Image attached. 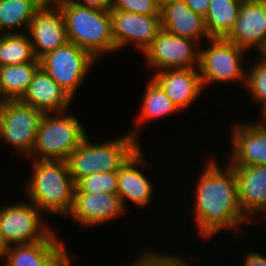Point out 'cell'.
Listing matches in <instances>:
<instances>
[{
  "instance_id": "7c38bea8",
  "label": "cell",
  "mask_w": 266,
  "mask_h": 266,
  "mask_svg": "<svg viewBox=\"0 0 266 266\" xmlns=\"http://www.w3.org/2000/svg\"><path fill=\"white\" fill-rule=\"evenodd\" d=\"M27 33L37 59L68 42L65 20L58 5L43 4L31 19Z\"/></svg>"
},
{
  "instance_id": "e0dca14e",
  "label": "cell",
  "mask_w": 266,
  "mask_h": 266,
  "mask_svg": "<svg viewBox=\"0 0 266 266\" xmlns=\"http://www.w3.org/2000/svg\"><path fill=\"white\" fill-rule=\"evenodd\" d=\"M152 78L180 111L192 106L204 90L198 68L166 69L155 72Z\"/></svg>"
},
{
  "instance_id": "cb8c5ba5",
  "label": "cell",
  "mask_w": 266,
  "mask_h": 266,
  "mask_svg": "<svg viewBox=\"0 0 266 266\" xmlns=\"http://www.w3.org/2000/svg\"><path fill=\"white\" fill-rule=\"evenodd\" d=\"M243 0H210L205 24L211 38H225L233 29Z\"/></svg>"
},
{
  "instance_id": "7402d4cb",
  "label": "cell",
  "mask_w": 266,
  "mask_h": 266,
  "mask_svg": "<svg viewBox=\"0 0 266 266\" xmlns=\"http://www.w3.org/2000/svg\"><path fill=\"white\" fill-rule=\"evenodd\" d=\"M144 91L143 102H141L142 106L138 116L136 117V124L134 125L135 129H132V131L130 130L129 132L138 141H140V133H138V131L142 129L141 125L144 124V122L180 111L166 95L162 87H160V85L152 77L150 81L148 80Z\"/></svg>"
},
{
  "instance_id": "4fadbf2b",
  "label": "cell",
  "mask_w": 266,
  "mask_h": 266,
  "mask_svg": "<svg viewBox=\"0 0 266 266\" xmlns=\"http://www.w3.org/2000/svg\"><path fill=\"white\" fill-rule=\"evenodd\" d=\"M247 50L257 48L259 55L266 50V0H243L233 29L225 37Z\"/></svg>"
},
{
  "instance_id": "9c48e42d",
  "label": "cell",
  "mask_w": 266,
  "mask_h": 266,
  "mask_svg": "<svg viewBox=\"0 0 266 266\" xmlns=\"http://www.w3.org/2000/svg\"><path fill=\"white\" fill-rule=\"evenodd\" d=\"M42 213L30 202L5 207L0 205V225L7 244H31L46 240L54 231L42 222Z\"/></svg>"
},
{
  "instance_id": "4316f807",
  "label": "cell",
  "mask_w": 266,
  "mask_h": 266,
  "mask_svg": "<svg viewBox=\"0 0 266 266\" xmlns=\"http://www.w3.org/2000/svg\"><path fill=\"white\" fill-rule=\"evenodd\" d=\"M75 192L117 194V172H99L79 179Z\"/></svg>"
},
{
  "instance_id": "8d00e7d4",
  "label": "cell",
  "mask_w": 266,
  "mask_h": 266,
  "mask_svg": "<svg viewBox=\"0 0 266 266\" xmlns=\"http://www.w3.org/2000/svg\"><path fill=\"white\" fill-rule=\"evenodd\" d=\"M69 256H70V254L68 255V257L66 259L65 266H71L72 260ZM94 266H98V265L95 264Z\"/></svg>"
},
{
  "instance_id": "8fae6325",
  "label": "cell",
  "mask_w": 266,
  "mask_h": 266,
  "mask_svg": "<svg viewBox=\"0 0 266 266\" xmlns=\"http://www.w3.org/2000/svg\"><path fill=\"white\" fill-rule=\"evenodd\" d=\"M110 12L112 36L117 51L129 43L143 54L162 29L161 15H144L122 10Z\"/></svg>"
},
{
  "instance_id": "9a60e30c",
  "label": "cell",
  "mask_w": 266,
  "mask_h": 266,
  "mask_svg": "<svg viewBox=\"0 0 266 266\" xmlns=\"http://www.w3.org/2000/svg\"><path fill=\"white\" fill-rule=\"evenodd\" d=\"M63 242L53 232L46 240L11 245L0 260L5 266H65L68 257Z\"/></svg>"
},
{
  "instance_id": "1f68e13d",
  "label": "cell",
  "mask_w": 266,
  "mask_h": 266,
  "mask_svg": "<svg viewBox=\"0 0 266 266\" xmlns=\"http://www.w3.org/2000/svg\"><path fill=\"white\" fill-rule=\"evenodd\" d=\"M188 7L195 13L205 18L210 0H183Z\"/></svg>"
},
{
  "instance_id": "e575fe53",
  "label": "cell",
  "mask_w": 266,
  "mask_h": 266,
  "mask_svg": "<svg viewBox=\"0 0 266 266\" xmlns=\"http://www.w3.org/2000/svg\"><path fill=\"white\" fill-rule=\"evenodd\" d=\"M68 1V0H41L42 4H53L57 5L58 3Z\"/></svg>"
},
{
  "instance_id": "2e32d148",
  "label": "cell",
  "mask_w": 266,
  "mask_h": 266,
  "mask_svg": "<svg viewBox=\"0 0 266 266\" xmlns=\"http://www.w3.org/2000/svg\"><path fill=\"white\" fill-rule=\"evenodd\" d=\"M232 128L233 146L227 162L231 166H266V129L255 122L235 124Z\"/></svg>"
},
{
  "instance_id": "d4e9b609",
  "label": "cell",
  "mask_w": 266,
  "mask_h": 266,
  "mask_svg": "<svg viewBox=\"0 0 266 266\" xmlns=\"http://www.w3.org/2000/svg\"><path fill=\"white\" fill-rule=\"evenodd\" d=\"M42 5L41 0L0 1V33H23L16 30L18 27L28 30L31 19Z\"/></svg>"
},
{
  "instance_id": "5bb4252c",
  "label": "cell",
  "mask_w": 266,
  "mask_h": 266,
  "mask_svg": "<svg viewBox=\"0 0 266 266\" xmlns=\"http://www.w3.org/2000/svg\"><path fill=\"white\" fill-rule=\"evenodd\" d=\"M125 213L118 194L75 192L68 215L80 225L94 227L117 219Z\"/></svg>"
},
{
  "instance_id": "74e56055",
  "label": "cell",
  "mask_w": 266,
  "mask_h": 266,
  "mask_svg": "<svg viewBox=\"0 0 266 266\" xmlns=\"http://www.w3.org/2000/svg\"><path fill=\"white\" fill-rule=\"evenodd\" d=\"M157 1H158L159 5L162 6V5H164L170 1H175V0H157Z\"/></svg>"
},
{
  "instance_id": "8992f818",
  "label": "cell",
  "mask_w": 266,
  "mask_h": 266,
  "mask_svg": "<svg viewBox=\"0 0 266 266\" xmlns=\"http://www.w3.org/2000/svg\"><path fill=\"white\" fill-rule=\"evenodd\" d=\"M206 45V48H200L198 66L203 88L211 82L225 84L236 80L245 86L246 70L241 64L247 50L225 38H211Z\"/></svg>"
},
{
  "instance_id": "277c9868",
  "label": "cell",
  "mask_w": 266,
  "mask_h": 266,
  "mask_svg": "<svg viewBox=\"0 0 266 266\" xmlns=\"http://www.w3.org/2000/svg\"><path fill=\"white\" fill-rule=\"evenodd\" d=\"M140 148V142L129 132L98 144H92L86 135L67 160L70 174L76 183L91 174L117 172Z\"/></svg>"
},
{
  "instance_id": "5b68a950",
  "label": "cell",
  "mask_w": 266,
  "mask_h": 266,
  "mask_svg": "<svg viewBox=\"0 0 266 266\" xmlns=\"http://www.w3.org/2000/svg\"><path fill=\"white\" fill-rule=\"evenodd\" d=\"M64 114L65 112L52 115L45 113L29 159L36 157L34 160L67 161L70 154L81 144L87 132L78 118L72 114Z\"/></svg>"
},
{
  "instance_id": "484cf974",
  "label": "cell",
  "mask_w": 266,
  "mask_h": 266,
  "mask_svg": "<svg viewBox=\"0 0 266 266\" xmlns=\"http://www.w3.org/2000/svg\"><path fill=\"white\" fill-rule=\"evenodd\" d=\"M36 59L27 33L0 35V67L34 62Z\"/></svg>"
},
{
  "instance_id": "f546056e",
  "label": "cell",
  "mask_w": 266,
  "mask_h": 266,
  "mask_svg": "<svg viewBox=\"0 0 266 266\" xmlns=\"http://www.w3.org/2000/svg\"><path fill=\"white\" fill-rule=\"evenodd\" d=\"M78 5L98 10H111L113 0H70Z\"/></svg>"
},
{
  "instance_id": "4dcf8cb0",
  "label": "cell",
  "mask_w": 266,
  "mask_h": 266,
  "mask_svg": "<svg viewBox=\"0 0 266 266\" xmlns=\"http://www.w3.org/2000/svg\"><path fill=\"white\" fill-rule=\"evenodd\" d=\"M242 266H266V256L259 252L250 251L245 253Z\"/></svg>"
},
{
  "instance_id": "30bf717a",
  "label": "cell",
  "mask_w": 266,
  "mask_h": 266,
  "mask_svg": "<svg viewBox=\"0 0 266 266\" xmlns=\"http://www.w3.org/2000/svg\"><path fill=\"white\" fill-rule=\"evenodd\" d=\"M199 46L200 43L194 40L161 29L143 55L147 64L156 72L166 69L198 68Z\"/></svg>"
},
{
  "instance_id": "d590c367",
  "label": "cell",
  "mask_w": 266,
  "mask_h": 266,
  "mask_svg": "<svg viewBox=\"0 0 266 266\" xmlns=\"http://www.w3.org/2000/svg\"><path fill=\"white\" fill-rule=\"evenodd\" d=\"M6 99L2 96L0 92V112L2 111L3 105L5 103Z\"/></svg>"
},
{
  "instance_id": "d6a6232c",
  "label": "cell",
  "mask_w": 266,
  "mask_h": 266,
  "mask_svg": "<svg viewBox=\"0 0 266 266\" xmlns=\"http://www.w3.org/2000/svg\"><path fill=\"white\" fill-rule=\"evenodd\" d=\"M260 110L262 113L261 114L262 117H261V119L258 118V120H260V121H258V122L255 121L256 122L255 124L262 129H266V102L261 105Z\"/></svg>"
},
{
  "instance_id": "603a6c76",
  "label": "cell",
  "mask_w": 266,
  "mask_h": 266,
  "mask_svg": "<svg viewBox=\"0 0 266 266\" xmlns=\"http://www.w3.org/2000/svg\"><path fill=\"white\" fill-rule=\"evenodd\" d=\"M40 68V60L34 62L5 65L0 67V92L6 100H19L26 92L36 71Z\"/></svg>"
},
{
  "instance_id": "44dd1931",
  "label": "cell",
  "mask_w": 266,
  "mask_h": 266,
  "mask_svg": "<svg viewBox=\"0 0 266 266\" xmlns=\"http://www.w3.org/2000/svg\"><path fill=\"white\" fill-rule=\"evenodd\" d=\"M161 28L170 34L198 43L202 38L205 41L211 39L205 18L193 12L183 0L170 1L161 6Z\"/></svg>"
},
{
  "instance_id": "ac0fdd59",
  "label": "cell",
  "mask_w": 266,
  "mask_h": 266,
  "mask_svg": "<svg viewBox=\"0 0 266 266\" xmlns=\"http://www.w3.org/2000/svg\"><path fill=\"white\" fill-rule=\"evenodd\" d=\"M142 154V149L137 150L126 163L117 171V194L120 197L123 208L126 210V199L133 204L146 207L151 202L153 183L141 172L138 166L146 163ZM126 206V207H125Z\"/></svg>"
},
{
  "instance_id": "83f0119b",
  "label": "cell",
  "mask_w": 266,
  "mask_h": 266,
  "mask_svg": "<svg viewBox=\"0 0 266 266\" xmlns=\"http://www.w3.org/2000/svg\"><path fill=\"white\" fill-rule=\"evenodd\" d=\"M261 58L253 63L252 67L246 71L245 89L250 96L259 103V107L266 102V57L262 54Z\"/></svg>"
},
{
  "instance_id": "52a82bcc",
  "label": "cell",
  "mask_w": 266,
  "mask_h": 266,
  "mask_svg": "<svg viewBox=\"0 0 266 266\" xmlns=\"http://www.w3.org/2000/svg\"><path fill=\"white\" fill-rule=\"evenodd\" d=\"M40 67L73 99L77 89L97 62L89 52L67 42L40 59Z\"/></svg>"
},
{
  "instance_id": "f1b7e54d",
  "label": "cell",
  "mask_w": 266,
  "mask_h": 266,
  "mask_svg": "<svg viewBox=\"0 0 266 266\" xmlns=\"http://www.w3.org/2000/svg\"><path fill=\"white\" fill-rule=\"evenodd\" d=\"M111 10H122L144 15H161L157 0H113Z\"/></svg>"
},
{
  "instance_id": "d6986e66",
  "label": "cell",
  "mask_w": 266,
  "mask_h": 266,
  "mask_svg": "<svg viewBox=\"0 0 266 266\" xmlns=\"http://www.w3.org/2000/svg\"><path fill=\"white\" fill-rule=\"evenodd\" d=\"M237 179L238 197L243 214L252 219L262 212L266 217V166H232Z\"/></svg>"
},
{
  "instance_id": "7a4b0ae2",
  "label": "cell",
  "mask_w": 266,
  "mask_h": 266,
  "mask_svg": "<svg viewBox=\"0 0 266 266\" xmlns=\"http://www.w3.org/2000/svg\"><path fill=\"white\" fill-rule=\"evenodd\" d=\"M31 163L33 171L25 183L29 202L46 215L69 217L76 187L67 161L32 160Z\"/></svg>"
},
{
  "instance_id": "3957f363",
  "label": "cell",
  "mask_w": 266,
  "mask_h": 266,
  "mask_svg": "<svg viewBox=\"0 0 266 266\" xmlns=\"http://www.w3.org/2000/svg\"><path fill=\"white\" fill-rule=\"evenodd\" d=\"M62 11L68 42L89 52L96 60L116 52L110 10L78 5L70 0L57 4Z\"/></svg>"
},
{
  "instance_id": "ffe728a7",
  "label": "cell",
  "mask_w": 266,
  "mask_h": 266,
  "mask_svg": "<svg viewBox=\"0 0 266 266\" xmlns=\"http://www.w3.org/2000/svg\"><path fill=\"white\" fill-rule=\"evenodd\" d=\"M19 100L39 111L51 114L67 112L73 102V99L41 67Z\"/></svg>"
},
{
  "instance_id": "836d02e7",
  "label": "cell",
  "mask_w": 266,
  "mask_h": 266,
  "mask_svg": "<svg viewBox=\"0 0 266 266\" xmlns=\"http://www.w3.org/2000/svg\"><path fill=\"white\" fill-rule=\"evenodd\" d=\"M9 247L10 246L7 244V242L3 236V233L1 230V225H0V258L4 255V253L7 251V249Z\"/></svg>"
},
{
  "instance_id": "6da1fadb",
  "label": "cell",
  "mask_w": 266,
  "mask_h": 266,
  "mask_svg": "<svg viewBox=\"0 0 266 266\" xmlns=\"http://www.w3.org/2000/svg\"><path fill=\"white\" fill-rule=\"evenodd\" d=\"M213 160H207L198 176L193 203L197 223L195 227L199 237L207 240L223 229L233 232L235 229L240 230L244 221H250L240 208L233 167L226 163L221 168L214 158Z\"/></svg>"
},
{
  "instance_id": "ba28073f",
  "label": "cell",
  "mask_w": 266,
  "mask_h": 266,
  "mask_svg": "<svg viewBox=\"0 0 266 266\" xmlns=\"http://www.w3.org/2000/svg\"><path fill=\"white\" fill-rule=\"evenodd\" d=\"M44 115V112L20 100H6L0 112L1 141L29 159Z\"/></svg>"
}]
</instances>
